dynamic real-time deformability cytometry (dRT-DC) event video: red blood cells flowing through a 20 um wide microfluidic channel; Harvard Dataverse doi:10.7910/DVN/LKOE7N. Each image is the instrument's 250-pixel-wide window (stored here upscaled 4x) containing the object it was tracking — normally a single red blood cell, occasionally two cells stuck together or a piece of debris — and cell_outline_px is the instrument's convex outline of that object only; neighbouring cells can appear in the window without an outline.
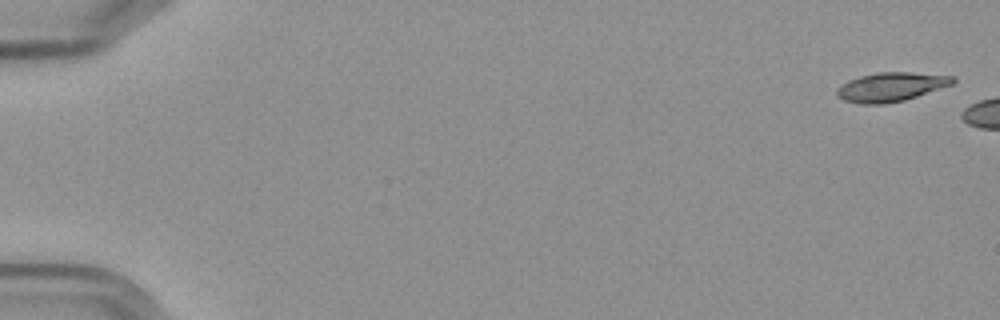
{"species": "Egyptian fruit bat (a non-hibernating species)", "species_latin": "Rousettus aegyptiacus", "temperature_condition": "cold", "stored_images_in_passage": 3, "camera_frame_rate_fps": 3000, "um_per_image_px": 0.085, "frame": {"image": 1, "passage_image": 1, "time_ms": 0.0, "image_size_px": [1000, 320], "cell_outline_px": [[956, 80], [952, 84], [904, 100], [884, 104], [860, 104], [844, 100], [836, 96], [836, 88], [840, 84], [848, 80], [860, 76], [876, 72], [908, 72], [956, 76]], "centroid_in_image_um": [75.68, 7.38], "position_along_channel_um": 9.3, "area_um2": 19.65}}